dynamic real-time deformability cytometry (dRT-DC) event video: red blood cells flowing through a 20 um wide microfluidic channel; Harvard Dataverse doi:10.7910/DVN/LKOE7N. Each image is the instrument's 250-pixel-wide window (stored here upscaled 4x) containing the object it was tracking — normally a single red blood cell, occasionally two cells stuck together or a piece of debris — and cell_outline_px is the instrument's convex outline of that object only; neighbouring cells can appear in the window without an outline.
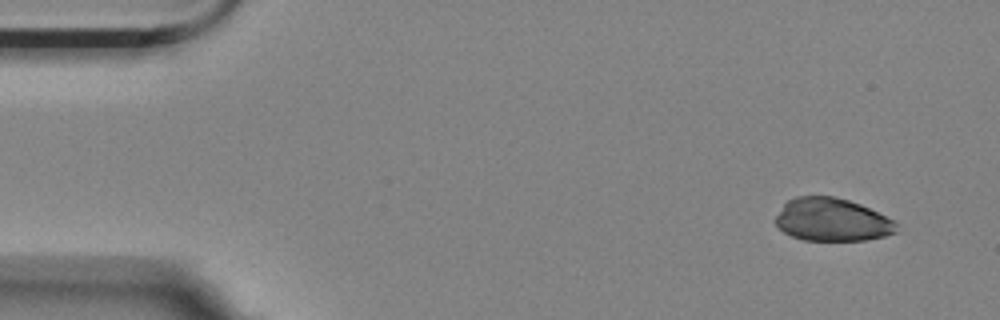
{"species": "Egyptian fruit bat (a non-hibernating species)", "species_latin": "Rousettus aegyptiacus", "temperature_condition": "room temperature", "stored_images_in_passage": 5, "camera_frame_rate_fps": 3000, "um_per_image_px": 0.085, "animal": {"sex": "female"}, "frame": {"image": 1, "passage_image": 5, "time_ms": 1.333, "image_size_px": [1000, 320], "cell_outline_px": [[896, 232], [884, 236], [864, 240], [804, 240], [792, 236], [784, 232], [772, 220], [784, 204], [788, 200], [796, 196], [832, 196], [848, 200], [860, 204], [892, 220], [896, 224]], "centroid_in_image_um": [70.66, 18.68], "position_along_channel_um": 14.3, "area_um2": 30.0}}